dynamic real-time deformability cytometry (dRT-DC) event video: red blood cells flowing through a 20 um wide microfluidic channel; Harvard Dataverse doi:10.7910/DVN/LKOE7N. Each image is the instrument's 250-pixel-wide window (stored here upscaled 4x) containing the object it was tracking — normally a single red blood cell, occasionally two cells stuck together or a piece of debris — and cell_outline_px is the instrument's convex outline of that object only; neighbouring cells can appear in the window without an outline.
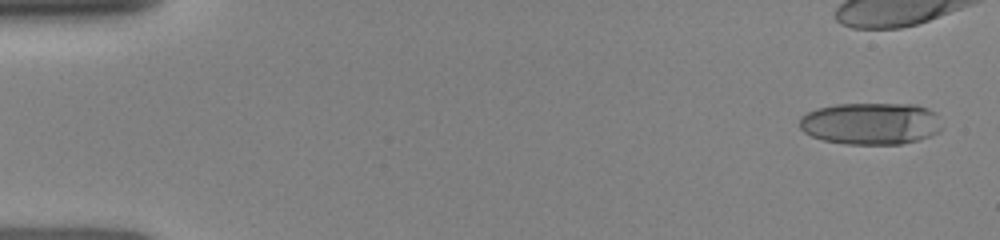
{"species": "human", "species_latin": "Homo sapiens", "temperature_condition": "room temperature", "stored_images_in_passage": 19, "camera_frame_rate_fps": 3000, "um_per_image_px": 0.085, "donor": {"sex": "female"}, "frame": {"image": 1, "passage_image": 1, "time_ms": 0.0, "image_size_px": [1000, 240], "cell_outline_px": [[940, 132], [932, 136], [900, 144], [844, 144], [824, 140], [812, 136], [804, 132], [800, 128], [800, 116], [816, 108], [836, 104], [916, 104], [928, 108], [936, 112], [940, 128]], "centroid_in_image_um": [74.01, 10.5], "position_along_channel_um": 11.0, "area_um2": 34.97}}